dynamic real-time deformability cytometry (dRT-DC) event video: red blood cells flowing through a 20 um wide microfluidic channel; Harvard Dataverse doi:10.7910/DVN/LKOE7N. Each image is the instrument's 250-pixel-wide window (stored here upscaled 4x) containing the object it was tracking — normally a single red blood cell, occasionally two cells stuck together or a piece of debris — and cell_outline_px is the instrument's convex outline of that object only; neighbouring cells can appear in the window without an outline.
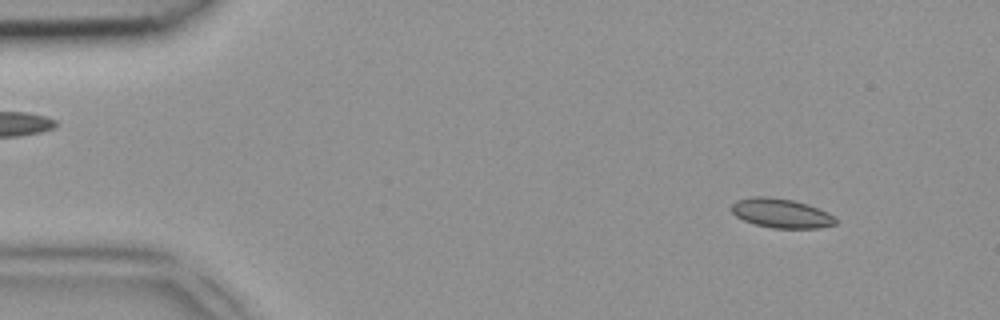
{"species": "common noctule bat (a hibernating species)", "species_latin": "Nyctalus noctula", "temperature_condition": "room temperature", "stored_images_in_passage": 46, "camera_frame_rate_fps": 3000, "um_per_image_px": 0.085, "animal": {"sex": "female", "body_mass_g": 18.4}, "frame": {"image": 1, "passage_image": 5, "time_ms": 1.333, "image_size_px": [1000, 320], "cell_outline_px": [[836, 224], [820, 228], [772, 228], [756, 224], [744, 220], [736, 216], [732, 212], [732, 204], [736, 200], [752, 196], [768, 196], [792, 200], [808, 204], [828, 212], [836, 220]], "centroid_in_image_um": [66.39, 18.12], "position_along_channel_um": 18.6, "area_um2": 17.74}}
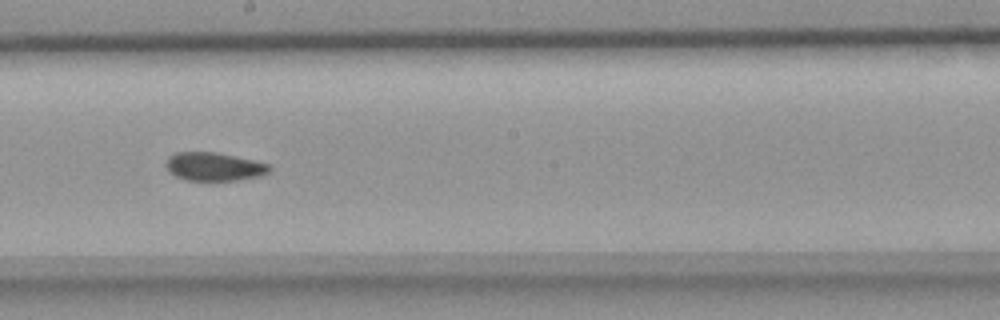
{"frame": {"image": 2, "passage_image": 26, "time_ms": 8.333, "image_size_px": [1000, 320], "cell_outline_px": [[272, 168], [268, 172], [260, 176], [236, 180], [188, 180], [176, 176], [168, 172], [164, 164], [168, 156], [176, 152], [216, 152], [252, 160], [268, 164]], "centroid_in_image_um": [18.14, 14.16], "position_along_channel_um": 230.1, "area_um2": 17.05}}
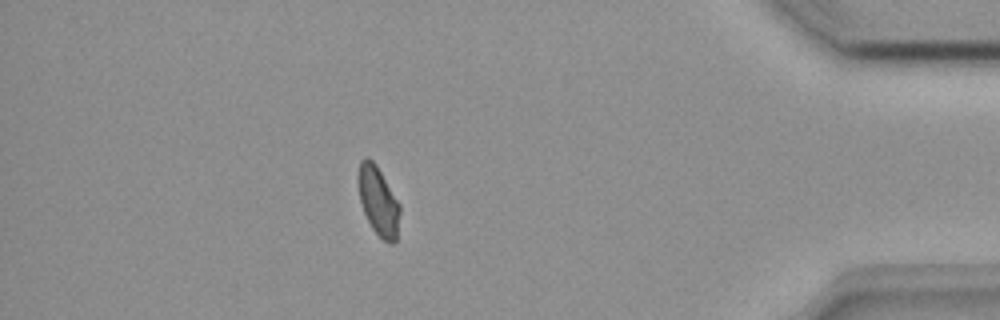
{"frame": {"image": 3, "passage_image": 41, "time_ms": 13.333, "image_size_px": [1000, 320], "cell_outline_px": [[400, 212], [396, 240], [392, 244], [384, 240], [372, 228], [364, 212], [360, 200], [356, 176], [360, 160], [364, 156], [368, 156], [376, 164], [400, 204]], "centroid_in_image_um": [32.13, 17.02], "position_along_channel_um": 403.1, "area_um2": 16.82}}